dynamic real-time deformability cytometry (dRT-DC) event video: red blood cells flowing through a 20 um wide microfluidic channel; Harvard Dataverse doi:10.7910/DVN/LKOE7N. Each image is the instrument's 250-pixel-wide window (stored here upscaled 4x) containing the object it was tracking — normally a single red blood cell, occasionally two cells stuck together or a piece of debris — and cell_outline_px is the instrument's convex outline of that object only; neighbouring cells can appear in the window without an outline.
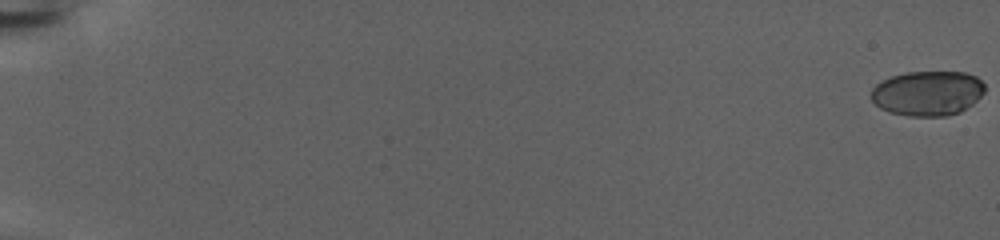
{"species": "human", "species_latin": "Homo sapiens", "temperature_condition": "warm", "stored_images_in_passage": 69, "camera_frame_rate_fps": 3000, "um_per_image_px": 0.085, "donor": {"sex": "female"}, "frame": {"image": 1, "passage_image": 1, "time_ms": 0.0, "image_size_px": [1000, 240], "cell_outline_px": [[984, 92], [972, 104], [960, 112], [948, 116], [908, 116], [888, 112], [880, 108], [872, 100], [872, 88], [876, 84], [892, 76], [908, 72], [964, 72], [976, 76], [984, 84]], "centroid_in_image_um": [78.85, 7.93], "position_along_channel_um": 6.2, "area_um2": 29.65}}
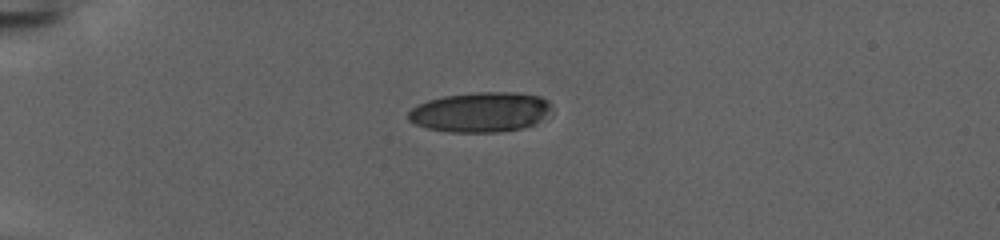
{"frame": {"image": 2, "passage_image": 49, "time_ms": 16.0, "image_size_px": [1000, 240], "cell_outline_px": [[552, 116], [532, 124], [520, 128], [496, 132], [448, 132], [428, 128], [416, 124], [408, 120], [408, 112], [416, 104], [428, 100], [444, 96], [476, 92], [516, 92], [540, 96], [548, 100], [552, 104]], "centroid_in_image_um": [40.89, 9.52], "position_along_channel_um": 44.1, "area_um2": 33.7}}